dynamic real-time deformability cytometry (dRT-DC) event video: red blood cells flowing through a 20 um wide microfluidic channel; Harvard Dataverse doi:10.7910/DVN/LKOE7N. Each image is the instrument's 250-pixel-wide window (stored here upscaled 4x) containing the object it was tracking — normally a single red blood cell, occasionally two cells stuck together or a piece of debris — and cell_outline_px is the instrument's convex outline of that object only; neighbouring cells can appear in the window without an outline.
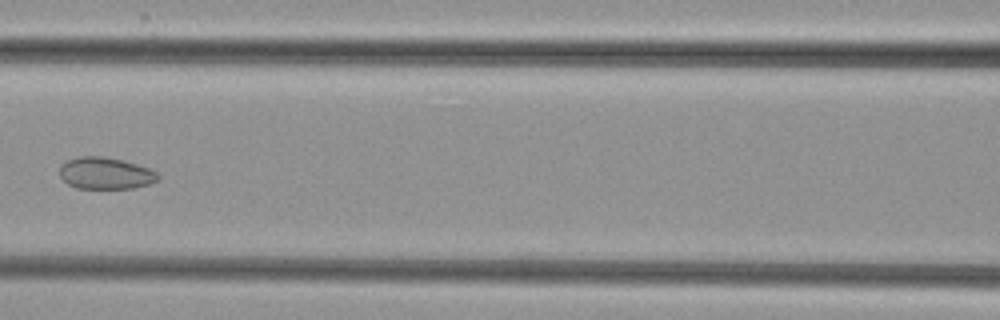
{"species": "common noctule bat (a hibernating species)", "species_latin": "Nyctalus noctula", "temperature_condition": "cold", "stored_images_in_passage": 7, "camera_frame_rate_fps": 3000, "um_per_image_px": 0.085, "animal": {"sex": "female", "body_mass_g": 29.2, "forearm_length_mm": 56.3}, "frame": {"image": 1, "passage_image": 6, "time_ms": 6.0, "image_size_px": [1000, 320], "cell_outline_px": [[160, 176], [156, 180], [148, 184], [132, 188], [76, 188], [68, 184], [60, 176], [60, 164], [76, 156], [104, 156], [124, 160], [148, 168], [156, 172]], "centroid_in_image_um": [8.93, 14.71], "position_along_channel_um": 157.7, "area_um2": 18.21}}
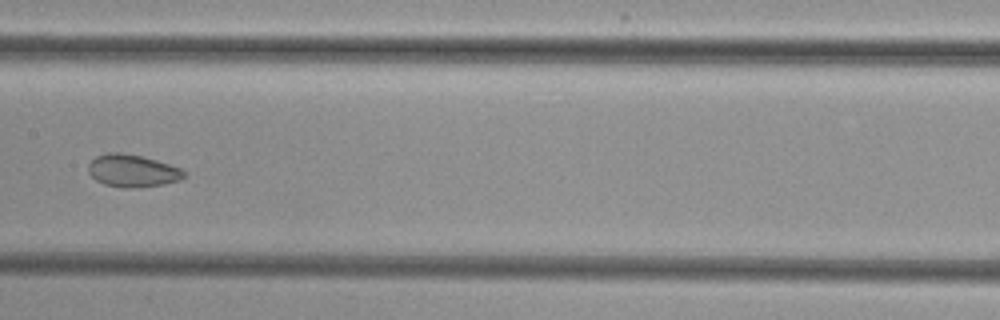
{"frame": {"image": 2, "passage_image": 7, "time_ms": 7.0, "image_size_px": [1000, 320], "cell_outline_px": [[184, 176], [180, 180], [164, 184], [140, 188], [124, 188], [104, 184], [96, 180], [88, 172], [88, 164], [96, 156], [108, 152], [120, 152], [144, 156], [180, 168], [184, 172]], "centroid_in_image_um": [11.24, 14.51], "position_along_channel_um": 196.2, "area_um2": 18.21}}